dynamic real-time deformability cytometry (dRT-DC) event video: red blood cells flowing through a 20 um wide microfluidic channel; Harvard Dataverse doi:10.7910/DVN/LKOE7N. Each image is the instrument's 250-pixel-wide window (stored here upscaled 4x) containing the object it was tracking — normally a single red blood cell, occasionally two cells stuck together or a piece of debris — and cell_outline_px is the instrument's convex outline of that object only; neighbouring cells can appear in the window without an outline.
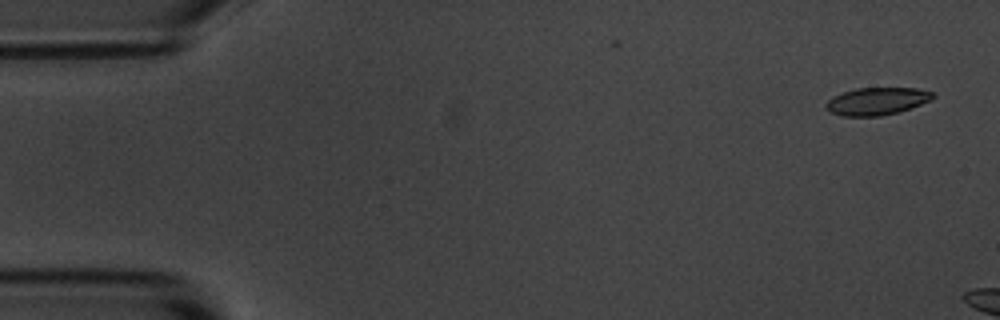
{"species": "common noctule bat (a hibernating species)", "species_latin": "Nyctalus noctula", "temperature_condition": "room temperature", "stored_images_in_passage": 5, "camera_frame_rate_fps": 3000, "um_per_image_px": 0.085, "animal": {"sex": "male", "body_mass_g": 20.1, "forearm_length_mm": 53.5}, "frame": {"image": 1, "passage_image": 1, "time_ms": 0.0, "image_size_px": [1000, 320], "cell_outline_px": [[936, 96], [932, 100], [896, 112], [880, 116], [840, 116], [828, 112], [824, 104], [832, 96], [856, 88], [916, 88], [936, 92]], "centroid_in_image_um": [74.52, 8.6], "position_along_channel_um": 10.5, "area_um2": 17.22}}